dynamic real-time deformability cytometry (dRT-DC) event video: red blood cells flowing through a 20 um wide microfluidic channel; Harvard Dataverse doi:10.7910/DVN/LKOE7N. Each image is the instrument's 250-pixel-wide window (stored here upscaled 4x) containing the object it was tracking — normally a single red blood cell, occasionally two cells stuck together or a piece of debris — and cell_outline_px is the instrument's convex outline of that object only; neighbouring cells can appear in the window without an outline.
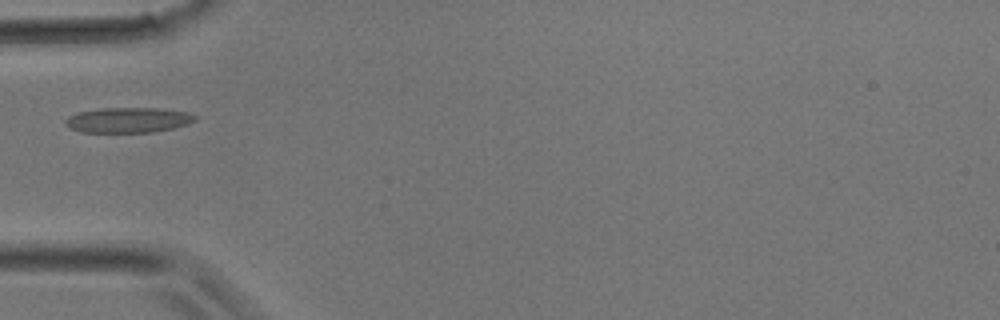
{"species": "common noctule bat (a hibernating species)", "species_latin": "Nyctalus noctula", "temperature_condition": "room temperature", "stored_images_in_passage": 20, "camera_frame_rate_fps": 3000, "um_per_image_px": 0.085, "animal": {"sex": "male", "body_mass_g": 17.9}, "frame": {"image": 1, "passage_image": 1, "time_ms": 0.0, "image_size_px": [1000, 320], "cell_outline_px": [[196, 120], [188, 124], [172, 128], [152, 132], [80, 132], [64, 124], [64, 120], [68, 116], [80, 112], [100, 108], [160, 108], [188, 112], [196, 116]], "centroid_in_image_um": [10.9, 10.2], "position_along_channel_um": 74.1, "area_um2": 19.02}}
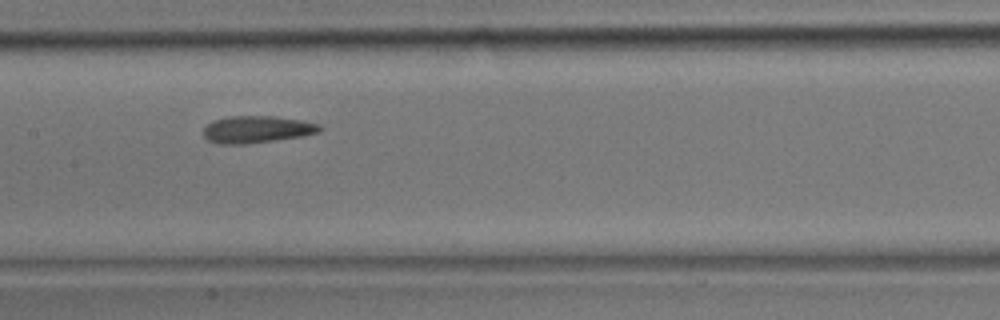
{"frame": {"image": 2, "passage_image": 7, "time_ms": 2.0, "image_size_px": [1000, 320], "cell_outline_px": [[324, 128], [320, 132], [304, 136], [276, 140], [244, 144], [220, 144], [208, 140], [204, 136], [204, 128], [212, 120], [232, 116], [272, 116], [300, 120], [320, 124]], "centroid_in_image_um": [21.87, 11.0], "position_along_channel_um": 185.5, "area_um2": 18.38}}
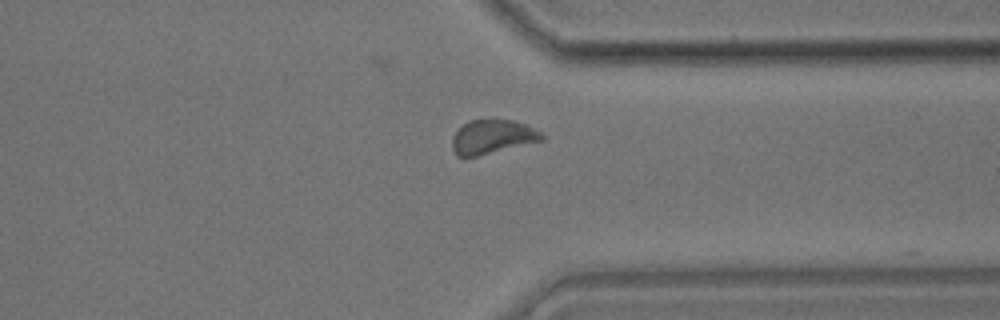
{"frame": {"image": 3, "passage_image": 17, "time_ms": 5.333, "image_size_px": [1000, 320], "cell_outline_px": [[544, 140], [476, 156], [456, 156], [452, 148], [452, 136], [468, 120], [512, 120], [524, 124], [540, 132], [544, 136]], "centroid_in_image_um": [41.83, 11.63], "position_along_channel_um": 369.6, "area_um2": 17.46}}